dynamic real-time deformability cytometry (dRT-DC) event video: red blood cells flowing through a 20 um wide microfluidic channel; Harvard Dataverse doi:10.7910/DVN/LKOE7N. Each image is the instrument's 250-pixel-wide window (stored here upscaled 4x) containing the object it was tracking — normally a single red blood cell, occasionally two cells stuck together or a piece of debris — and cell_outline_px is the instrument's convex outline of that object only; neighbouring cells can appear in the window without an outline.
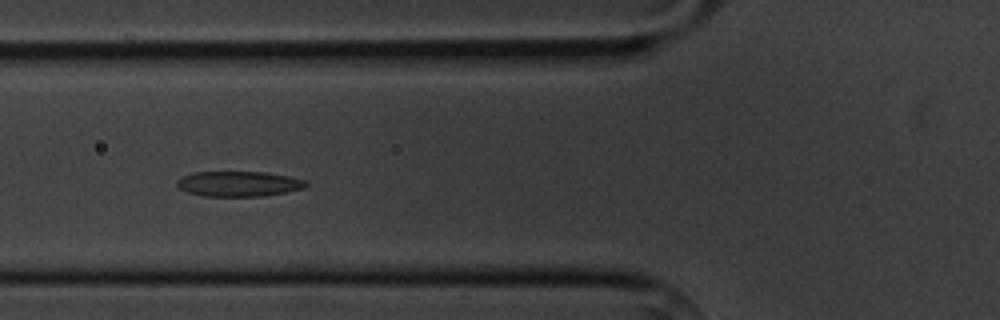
{"species": "common noctule bat (a hibernating species)", "species_latin": "Nyctalus noctula", "temperature_condition": "cold", "stored_images_in_passage": 6, "camera_frame_rate_fps": 3000, "um_per_image_px": 0.085, "animal": {"sex": "male", "body_mass_g": 20.1, "forearm_length_mm": 53.5}, "frame": {"image": 1, "passage_image": 5, "time_ms": 5.333, "image_size_px": [1000, 320], "cell_outline_px": [[308, 184], [304, 188], [264, 196], [204, 196], [188, 192], [180, 188], [176, 184], [176, 180], [180, 176], [192, 172], [264, 172], [288, 176], [308, 180]], "centroid_in_image_um": [20.27, 15.62], "position_along_channel_um": 105.5, "area_um2": 19.02}}
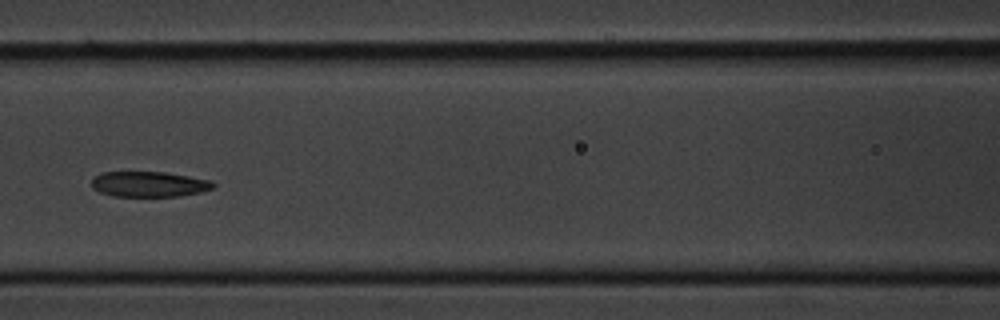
{"frame": {"image": 2, "passage_image": 6, "time_ms": 6.667, "image_size_px": [1000, 320], "cell_outline_px": [[216, 184], [212, 188], [200, 192], [180, 196], [112, 196], [100, 192], [92, 188], [92, 176], [100, 172], [164, 172], [188, 176], [208, 180]], "centroid_in_image_um": [12.61, 15.65], "position_along_channel_um": 154.0, "area_um2": 17.98}}